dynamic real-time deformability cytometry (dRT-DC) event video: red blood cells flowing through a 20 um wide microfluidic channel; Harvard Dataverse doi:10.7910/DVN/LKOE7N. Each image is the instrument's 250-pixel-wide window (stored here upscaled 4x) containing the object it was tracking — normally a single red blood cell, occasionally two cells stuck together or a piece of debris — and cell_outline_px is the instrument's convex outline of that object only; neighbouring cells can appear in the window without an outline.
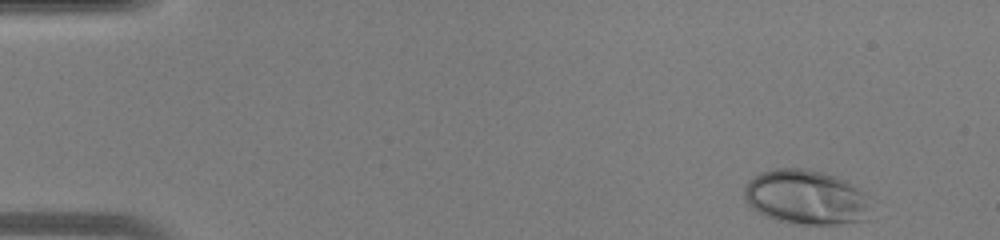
{"species": "human", "species_latin": "Homo sapiens", "temperature_condition": "warm", "stored_images_in_passage": 43, "camera_frame_rate_fps": 3000, "um_per_image_px": 0.085, "donor": {"sex": "male"}, "frame": {"image": 1, "passage_image": 1, "time_ms": 0.0, "image_size_px": [1000, 240], "cell_outline_px": [[868, 220], [840, 224], [804, 224], [776, 220], [752, 208], [744, 200], [744, 188], [748, 180], [760, 172], [776, 168], [804, 168], [824, 172], [836, 176], [844, 180], [864, 192]], "centroid_in_image_um": [68.46, 16.75], "position_along_channel_um": 16.5, "area_um2": 40.0}}
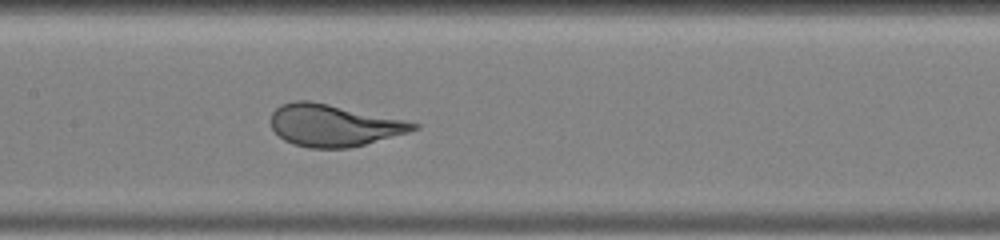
{"frame": {"image": 2, "passage_image": 20, "time_ms": 6.333, "image_size_px": [1000, 240], "cell_outline_px": [[420, 128], [408, 132], [364, 144], [348, 148], [308, 148], [284, 140], [272, 128], [272, 112], [280, 104], [296, 100], [308, 100], [328, 104], [404, 120], [420, 124]], "centroid_in_image_um": [28.34, 10.65], "position_along_channel_um": 179.1, "area_um2": 34.33}}
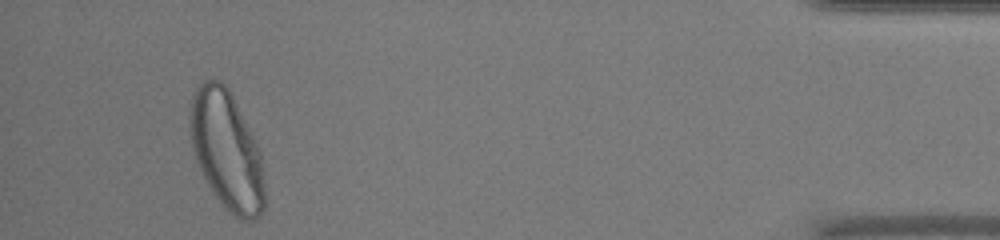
{"frame": {"image": 3, "passage_image": 40, "time_ms": 13.0, "image_size_px": [1000, 240], "cell_outline_px": [[264, 208], [260, 216], [252, 220], [240, 220], [224, 208], [208, 184], [196, 160], [192, 148], [188, 120], [188, 116], [192, 96], [196, 88], [204, 80], [220, 80], [228, 88], [260, 152], [264, 180]], "centroid_in_image_um": [19.24, 12.8], "position_along_channel_um": 416.0, "area_um2": 51.21}}